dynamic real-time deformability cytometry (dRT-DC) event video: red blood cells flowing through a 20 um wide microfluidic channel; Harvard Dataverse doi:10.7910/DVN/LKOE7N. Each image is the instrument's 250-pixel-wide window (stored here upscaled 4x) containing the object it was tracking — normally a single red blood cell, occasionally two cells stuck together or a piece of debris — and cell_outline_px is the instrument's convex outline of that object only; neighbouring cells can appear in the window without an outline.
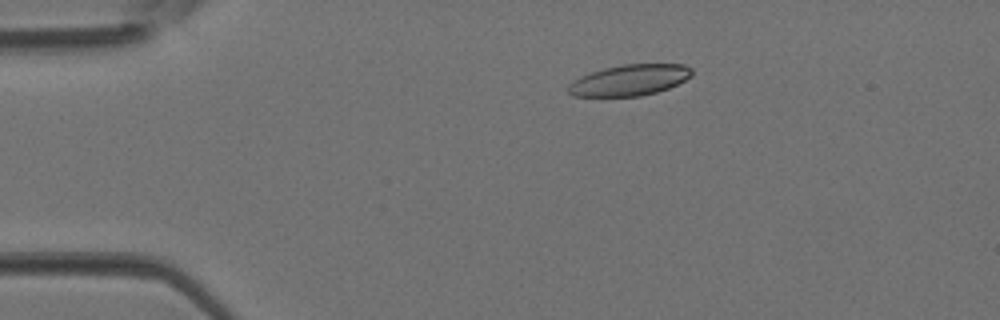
{"species": "Egyptian fruit bat (a non-hibernating species)", "species_latin": "Rousettus aegyptiacus", "temperature_condition": "room temperature", "stored_images_in_passage": 2, "camera_frame_rate_fps": 3000, "um_per_image_px": 0.085, "animal": {"sex": "female"}, "frame": {"image": 1, "passage_image": 1, "time_ms": 0.0, "image_size_px": [1000, 320], "cell_outline_px": [[692, 76], [668, 88], [656, 92], [640, 96], [572, 96], [568, 92], [568, 84], [572, 80], [580, 76], [604, 68], [624, 64], [684, 64], [692, 68]], "centroid_in_image_um": [53.49, 6.8], "position_along_channel_um": 31.5, "area_um2": 22.31}}